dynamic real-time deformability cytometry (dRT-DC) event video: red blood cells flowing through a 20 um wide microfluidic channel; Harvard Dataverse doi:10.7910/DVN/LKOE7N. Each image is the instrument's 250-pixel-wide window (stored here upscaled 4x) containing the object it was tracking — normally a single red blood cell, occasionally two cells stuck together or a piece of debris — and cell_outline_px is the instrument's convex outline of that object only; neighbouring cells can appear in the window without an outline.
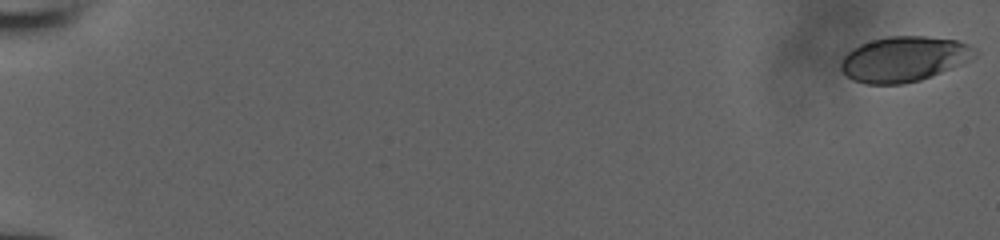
{"species": "human", "species_latin": "Homo sapiens", "temperature_condition": "room temperature", "stored_images_in_passage": 53, "camera_frame_rate_fps": 3000, "um_per_image_px": 0.085, "donor": {"sex": "male"}, "frame": {"image": 1, "passage_image": 1, "time_ms": 0.0, "image_size_px": [1000, 240], "cell_outline_px": [[976, 56], [940, 72], [920, 80], [904, 84], [864, 84], [852, 80], [840, 68], [840, 64], [844, 56], [852, 48], [860, 44], [872, 40], [888, 36], [928, 36], [956, 40], [968, 44], [976, 48]], "centroid_in_image_um": [76.8, 5.01], "position_along_channel_um": 8.2, "area_um2": 35.08}}
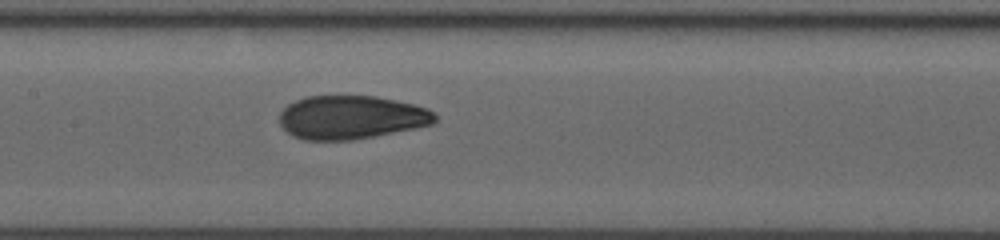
{"frame": {"image": 2, "passage_image": 29, "time_ms": 9.333, "image_size_px": [1000, 240], "cell_outline_px": [[436, 120], [432, 124], [416, 128], [352, 140], [304, 140], [292, 136], [280, 124], [280, 112], [288, 104], [304, 96], [376, 96], [396, 100], [428, 108], [436, 116]], "centroid_in_image_um": [29.84, 9.97], "position_along_channel_um": 177.6, "area_um2": 39.42}}
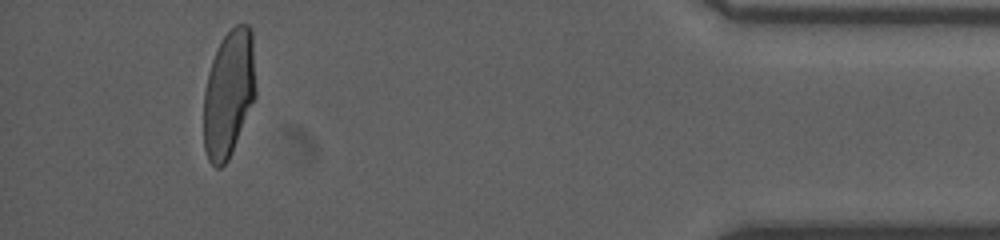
{"frame": {"image": 3, "passage_image": 50, "time_ms": 16.333, "image_size_px": [1000, 240], "cell_outline_px": [[256, 96], [228, 160], [220, 168], [216, 168], [208, 160], [204, 148], [204, 92], [208, 72], [216, 48], [224, 36], [236, 24], [248, 24], [252, 28], [256, 88]], "centroid_in_image_um": [19.45, 7.92], "position_along_channel_um": 415.8, "area_um2": 38.78}}